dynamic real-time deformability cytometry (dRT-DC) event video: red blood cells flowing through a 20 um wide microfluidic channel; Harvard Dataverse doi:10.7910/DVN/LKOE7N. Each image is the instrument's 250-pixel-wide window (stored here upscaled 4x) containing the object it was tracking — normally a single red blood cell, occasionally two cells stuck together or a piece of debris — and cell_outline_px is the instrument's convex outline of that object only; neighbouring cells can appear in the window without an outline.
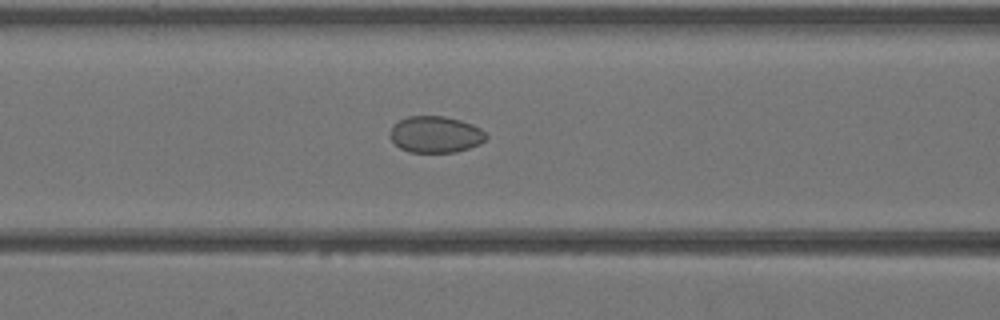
{"species": "Egyptian fruit bat (a non-hibernating species)", "species_latin": "Rousettus aegyptiacus", "temperature_condition": "warm", "stored_images_in_passage": 36, "camera_frame_rate_fps": 3000, "um_per_image_px": 0.085, "animal": {"sex": "female"}, "frame": {"image": 1, "passage_image": 13, "time_ms": 4.0, "image_size_px": [1000, 320], "cell_outline_px": [[488, 136], [480, 144], [456, 152], [408, 152], [400, 148], [388, 136], [392, 124], [408, 116], [444, 116], [460, 120], [472, 124], [480, 128]], "centroid_in_image_um": [36.99, 11.42], "position_along_channel_um": 129.6, "area_um2": 20.52}}
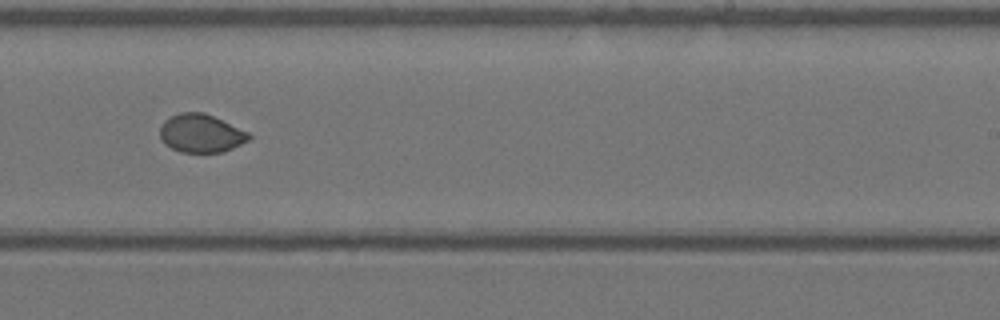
{"frame": {"image": 2, "passage_image": 22, "time_ms": 7.0, "image_size_px": [1000, 320], "cell_outline_px": [[252, 136], [248, 140], [224, 152], [180, 152], [164, 144], [160, 136], [160, 128], [164, 120], [180, 112], [204, 112], [248, 132]], "centroid_in_image_um": [17.06, 11.33], "position_along_channel_um": 271.9, "area_um2": 19.71}}
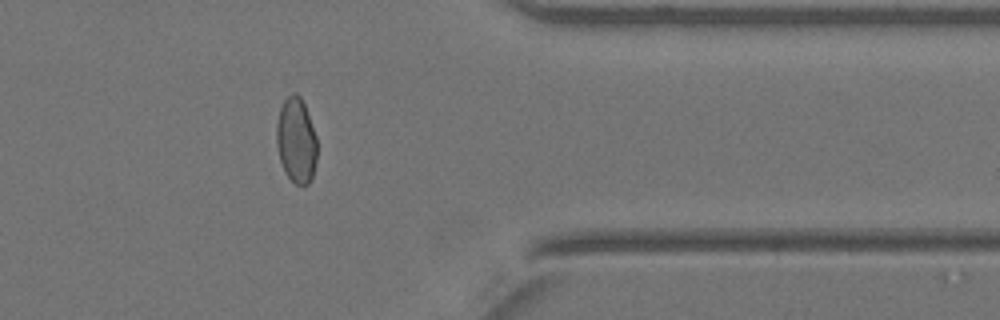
{"frame": {"image": 3, "passage_image": 30, "time_ms": 9.667, "image_size_px": [1000, 320], "cell_outline_px": [[316, 160], [312, 176], [308, 184], [296, 184], [284, 172], [280, 160], [276, 144], [276, 124], [280, 108], [284, 100], [292, 92], [296, 92], [300, 96], [304, 104], [316, 136]], "centroid_in_image_um": [25.16, 11.91], "position_along_channel_um": 386.2, "area_um2": 20.06}}